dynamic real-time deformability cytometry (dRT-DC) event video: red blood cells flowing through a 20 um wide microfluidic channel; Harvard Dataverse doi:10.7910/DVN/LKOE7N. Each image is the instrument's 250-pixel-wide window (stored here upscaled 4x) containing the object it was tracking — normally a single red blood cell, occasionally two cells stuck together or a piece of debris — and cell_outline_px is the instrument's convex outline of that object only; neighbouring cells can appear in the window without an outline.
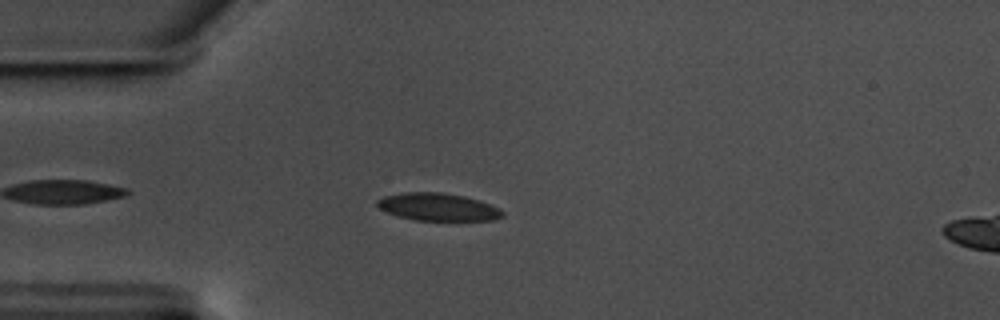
{"species": "common noctule bat (a hibernating species)", "species_latin": "Nyctalus noctula", "temperature_condition": "warm", "stored_images_in_passage": 36, "camera_frame_rate_fps": 3000, "um_per_image_px": 0.085, "animal": {"sex": "male", "body_mass_g": 17.5, "forearm_length_mm": 52.3}, "frame": {"image": 1, "passage_image": 1, "time_ms": 0.0, "image_size_px": [1000, 320], "cell_outline_px": [[504, 216], [492, 220], [416, 220], [396, 216], [380, 208], [376, 204], [376, 200], [384, 196], [404, 192], [440, 192], [464, 196], [480, 200], [500, 208], [504, 212]], "centroid_in_image_um": [37.23, 17.59], "position_along_channel_um": 47.8, "area_um2": 20.17}}
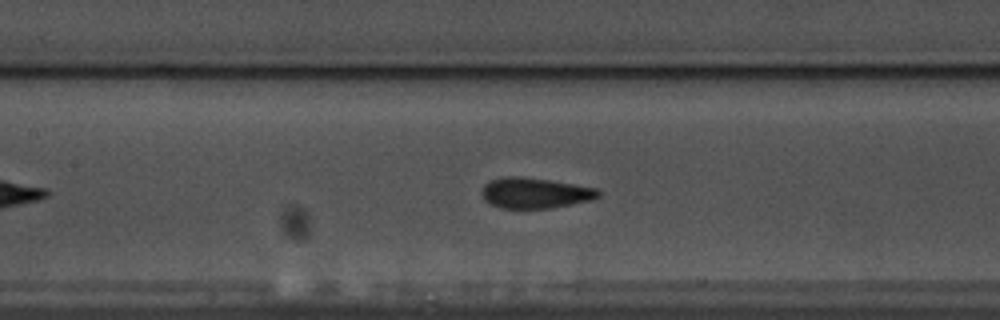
{"frame": {"image": 2, "passage_image": 12, "time_ms": 3.667, "image_size_px": [1000, 320], "cell_outline_px": [[600, 196], [592, 200], [552, 208], [500, 208], [484, 200], [480, 192], [484, 184], [492, 180], [504, 176], [516, 176], [552, 180], [576, 184], [596, 188], [600, 192]], "centroid_in_image_um": [45.47, 16.4], "position_along_channel_um": 161.9, "area_um2": 20.92}}
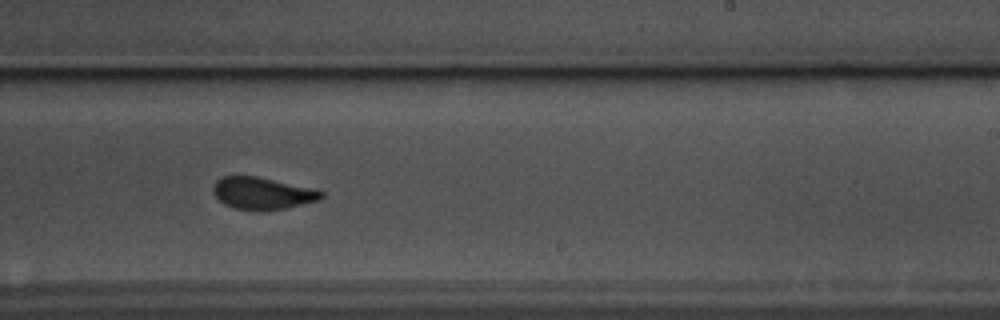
{"frame": {"image": 3, "passage_image": 21, "time_ms": 6.667, "image_size_px": [1000, 320], "cell_outline_px": [[324, 196], [320, 200], [284, 208], [264, 212], [260, 212], [232, 208], [224, 204], [212, 192], [212, 188], [216, 180], [224, 176], [256, 176], [316, 188], [324, 192]], "centroid_in_image_um": [22.32, 16.44], "position_along_channel_um": 266.7, "area_um2": 20.63}, "authors_computed_cell_mechanics": {"area_um2": 20.2878, "velocity_mm_per_s": 3.5078, "shape_relaxation_time_tau1_ms": 3.7519, "shape_relaxation_time_tau2_ms": 0.9857, "deformation_change_tau1": 0.1081, "deformation_change_tau2": 0.0572}}